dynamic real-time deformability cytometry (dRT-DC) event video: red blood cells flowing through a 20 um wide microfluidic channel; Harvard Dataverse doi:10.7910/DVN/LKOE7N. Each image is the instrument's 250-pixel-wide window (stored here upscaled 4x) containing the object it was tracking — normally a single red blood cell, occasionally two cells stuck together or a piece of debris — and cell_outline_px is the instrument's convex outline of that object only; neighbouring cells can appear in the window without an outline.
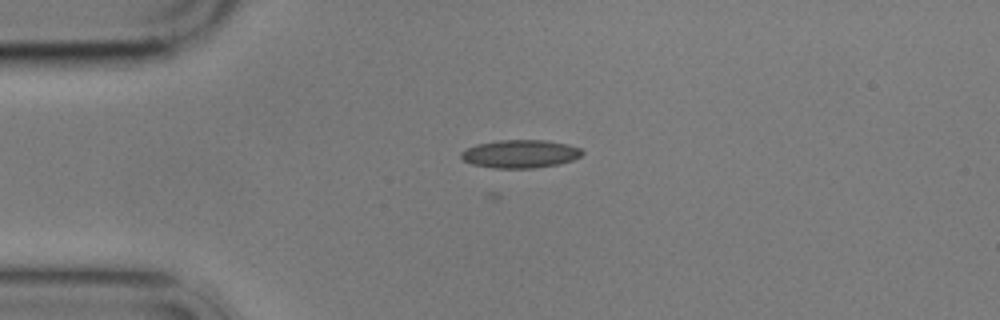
{"species": "common noctule bat (a hibernating species)", "species_latin": "Nyctalus noctula", "temperature_condition": "cold", "stored_images_in_passage": 4, "camera_frame_rate_fps": 3000, "um_per_image_px": 0.085, "animal": {"sex": "male", "body_mass_g": 17.9}, "frame": {"image": 1, "passage_image": 3, "time_ms": 2.667, "image_size_px": [1000, 320], "cell_outline_px": [[584, 152], [580, 156], [572, 160], [560, 164], [532, 168], [492, 168], [472, 164], [464, 160], [460, 156], [460, 152], [476, 144], [496, 140], [544, 140], [568, 144], [580, 148]], "centroid_in_image_um": [44.21, 13.07], "position_along_channel_um": 40.8, "area_um2": 19.88}}